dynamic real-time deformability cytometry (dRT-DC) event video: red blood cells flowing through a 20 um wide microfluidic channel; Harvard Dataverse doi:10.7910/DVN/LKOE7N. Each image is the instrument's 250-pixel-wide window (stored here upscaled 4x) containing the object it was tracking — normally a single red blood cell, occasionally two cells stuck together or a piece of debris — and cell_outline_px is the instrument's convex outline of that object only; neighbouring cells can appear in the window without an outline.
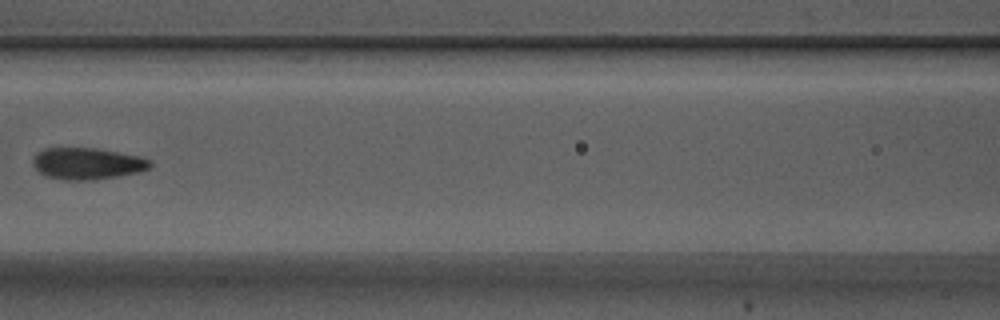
{"species": "Egyptian fruit bat (a non-hibernating species)", "species_latin": "Rousettus aegyptiacus", "temperature_condition": "warm", "stored_images_in_passage": 6, "camera_frame_rate_fps": 3000, "um_per_image_px": 0.085, "animal": {"sex": "male"}, "frame": {"image": 1, "passage_image": 5, "time_ms": 1.333, "image_size_px": [1000, 320], "cell_outline_px": [[152, 164], [148, 168], [140, 172], [96, 180], [64, 180], [44, 176], [32, 164], [32, 160], [36, 152], [44, 148], [96, 148], [140, 156], [152, 160]], "centroid_in_image_um": [7.41, 13.9], "position_along_channel_um": 159.2, "area_um2": 21.85}}
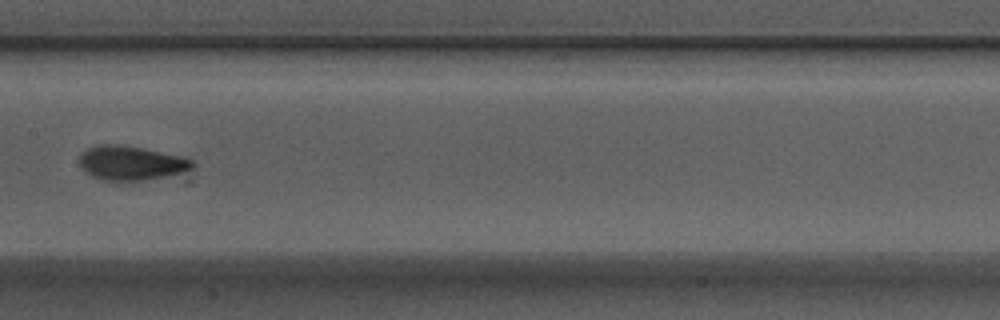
{"frame": {"image": 2, "passage_image": 6, "time_ms": 1.667, "image_size_px": [1000, 320], "cell_outline_px": [[196, 164], [192, 168], [180, 172], [164, 176], [144, 180], [100, 180], [84, 172], [80, 168], [80, 156], [88, 148], [96, 144], [120, 144], [144, 148], [180, 156], [192, 160]], "centroid_in_image_um": [11.09, 13.84], "position_along_channel_um": 196.3, "area_um2": 22.43}}